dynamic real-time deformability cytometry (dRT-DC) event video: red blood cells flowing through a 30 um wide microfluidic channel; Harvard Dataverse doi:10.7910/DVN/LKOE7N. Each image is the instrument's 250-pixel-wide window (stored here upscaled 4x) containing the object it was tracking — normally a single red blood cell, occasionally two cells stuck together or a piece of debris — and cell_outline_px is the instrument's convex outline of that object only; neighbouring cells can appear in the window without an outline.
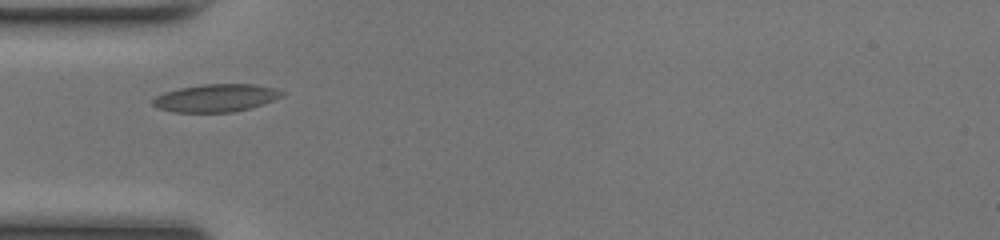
{"species": "common noctule bat (a hibernating species)", "species_latin": "Nyctalus noctula", "temperature_condition": "room temperature", "stored_images_in_passage": 35, "camera_frame_rate_fps": 3000, "um_per_image_px": 0.085, "animal": {"sex": "female", "body_mass_g": 17.0, "forearm_length_mm": 48.0}, "frame": {"image": 1, "passage_image": 1, "time_ms": 0.0, "image_size_px": [1000, 240], "cell_outline_px": [[284, 96], [248, 108], [232, 112], [172, 112], [156, 108], [152, 104], [152, 100], [156, 96], [164, 92], [180, 88], [204, 84], [256, 84], [276, 88], [284, 92]], "centroid_in_image_um": [18.33, 8.32], "position_along_channel_um": 66.7, "area_um2": 20.81}}
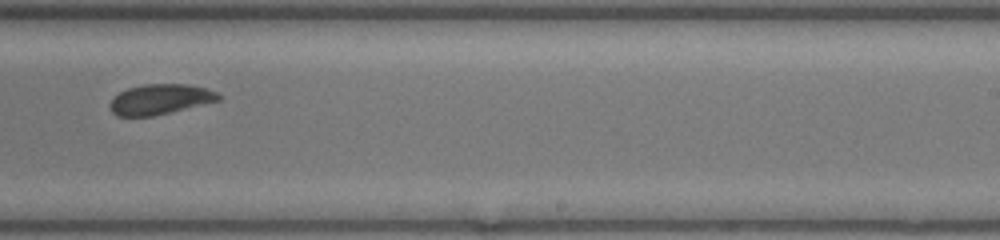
{"frame": {"image": 2, "passage_image": 16, "time_ms": 5.0, "image_size_px": [1000, 240], "cell_outline_px": [[224, 96], [220, 100], [172, 112], [152, 116], [116, 116], [112, 112], [108, 104], [120, 92], [128, 88], [144, 84], [188, 84], [208, 88]], "centroid_in_image_um": [13.65, 8.44], "position_along_channel_um": 275.4, "area_um2": 19.25}}
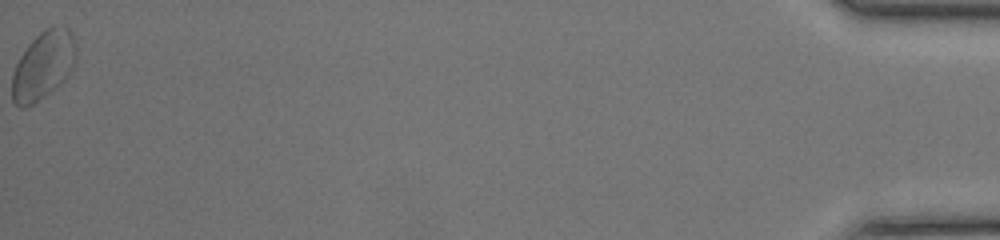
{"frame": {"image": 3, "passage_image": 35, "time_ms": 11.333, "image_size_px": [1000, 240], "cell_outline_px": [[76, 60], [68, 76], [60, 84], [44, 96], [32, 104], [24, 108], [20, 108], [12, 100], [12, 72], [20, 56], [28, 44], [40, 32], [48, 28], [68, 28], [72, 32], [76, 44]], "centroid_in_image_um": [3.67, 5.57], "position_along_channel_um": 431.5, "area_um2": 25.26}, "authors_computed_cell_mechanics": {"area_um2": 19.9988, "velocity_mm_per_s": 4.1874, "shape_relaxation_time_tau1_ms": 3.2605, "shape_relaxation_time_tau2_ms": 4.4973, "deformation_change_tau1": 0.082, "deformation_change_tau2": 0.063}}